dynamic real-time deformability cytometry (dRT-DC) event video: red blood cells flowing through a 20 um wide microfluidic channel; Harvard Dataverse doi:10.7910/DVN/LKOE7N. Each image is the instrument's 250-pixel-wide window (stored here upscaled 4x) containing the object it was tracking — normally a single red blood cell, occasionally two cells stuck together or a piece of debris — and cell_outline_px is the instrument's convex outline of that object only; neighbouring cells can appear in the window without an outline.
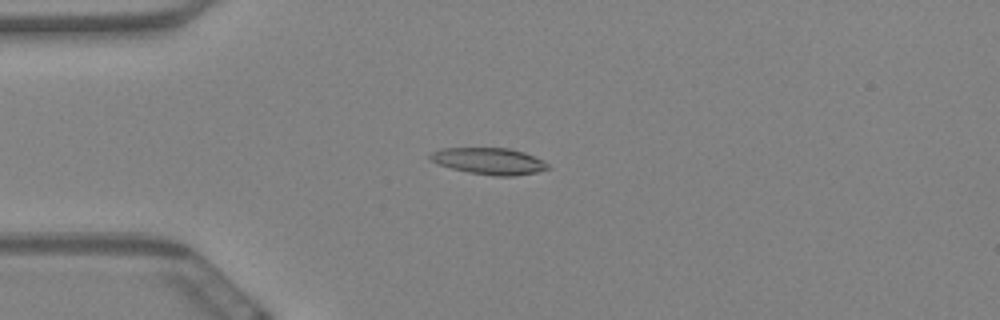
{"species": "Egyptian fruit bat (a non-hibernating species)", "species_latin": "Rousettus aegyptiacus", "temperature_condition": "warm", "stored_images_in_passage": 60, "camera_frame_rate_fps": 3000, "um_per_image_px": 0.085, "animal": {"sex": "female"}, "frame": {"image": 1, "passage_image": 16, "time_ms": 5.0, "image_size_px": [1000, 320], "cell_outline_px": [[552, 168], [536, 172], [516, 176], [492, 176], [468, 172], [436, 164], [428, 160], [428, 156], [432, 152], [440, 148], [508, 148], [524, 152], [544, 160]], "centroid_in_image_um": [41.56, 13.7], "position_along_channel_um": 43.4, "area_um2": 18.5}}
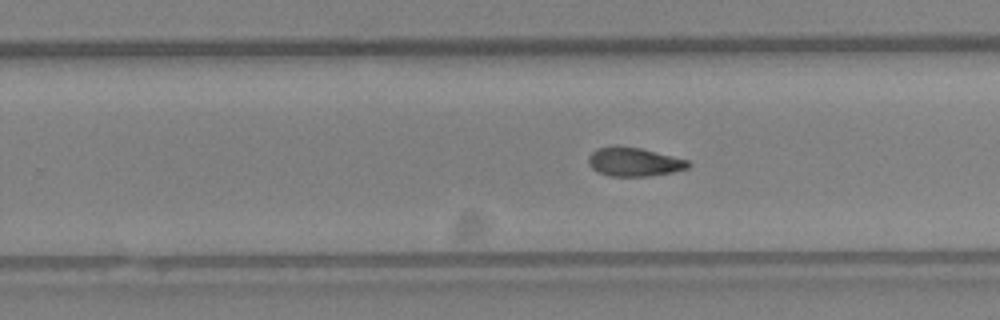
{"frame": {"image": 2, "passage_image": 38, "time_ms": 12.333, "image_size_px": [1000, 320], "cell_outline_px": [[692, 164], [688, 168], [672, 172], [648, 176], [608, 176], [596, 172], [588, 164], [588, 156], [596, 148], [640, 148], [688, 160]], "centroid_in_image_um": [53.9, 13.8], "position_along_channel_um": 275.9, "area_um2": 16.36}}
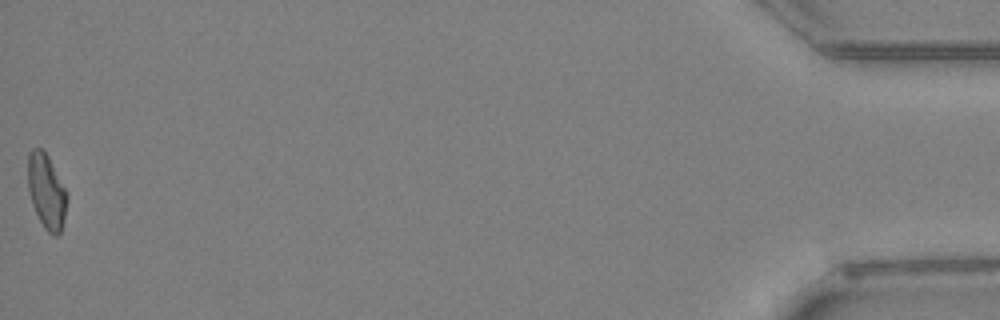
{"frame": {"image": 3, "passage_image": 60, "time_ms": 19.667, "image_size_px": [1000, 320], "cell_outline_px": [[68, 200], [60, 232], [56, 236], [52, 236], [44, 228], [32, 204], [28, 188], [28, 152], [32, 148], [40, 148], [48, 156], [68, 196]], "centroid_in_image_um": [3.94, 16.27], "position_along_channel_um": 431.3, "area_um2": 16.76}}